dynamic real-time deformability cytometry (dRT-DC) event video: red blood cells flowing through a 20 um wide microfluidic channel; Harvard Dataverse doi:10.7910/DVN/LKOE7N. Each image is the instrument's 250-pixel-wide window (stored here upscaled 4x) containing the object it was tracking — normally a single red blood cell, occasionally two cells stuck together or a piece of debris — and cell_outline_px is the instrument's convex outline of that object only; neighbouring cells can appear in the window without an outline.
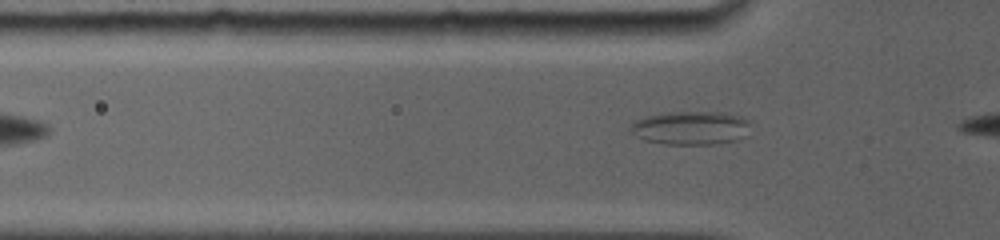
{"species": "common noctule bat (a hibernating species)", "species_latin": "Nyctalus noctula", "temperature_condition": "room temperature", "stored_images_in_passage": 56, "camera_frame_rate_fps": 5000, "um_per_image_px": 0.085, "animal": {"sex": "female", "body_mass_g": 19.0, "forearm_length_mm": 56.7}, "frame": {"image": 1, "passage_image": 3, "time_ms": 0.6, "image_size_px": [1000, 240], "cell_outline_px": [[748, 124], [744, 136], [736, 140], [716, 144], [664, 144], [644, 140], [636, 136], [628, 128], [636, 120], [648, 116], [664, 112], [728, 112], [744, 116], [748, 120]], "centroid_in_image_um": [58.71, 10.86], "position_along_channel_um": 67.1, "area_um2": 23.52}}
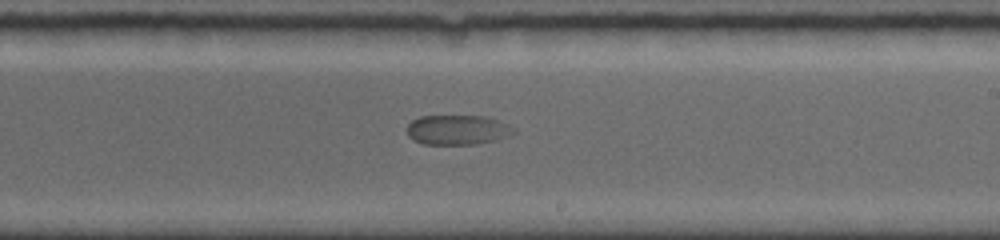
{"frame": {"image": 2, "passage_image": 33, "time_ms": 5.4, "image_size_px": [1000, 240], "cell_outline_px": [[516, 132], [508, 136], [496, 140], [476, 144], [424, 144], [412, 140], [408, 136], [404, 128], [412, 120], [420, 116], [484, 116], [508, 124], [516, 128]], "centroid_in_image_um": [38.85, 11.04], "position_along_channel_um": 250.1, "area_um2": 18.73}}
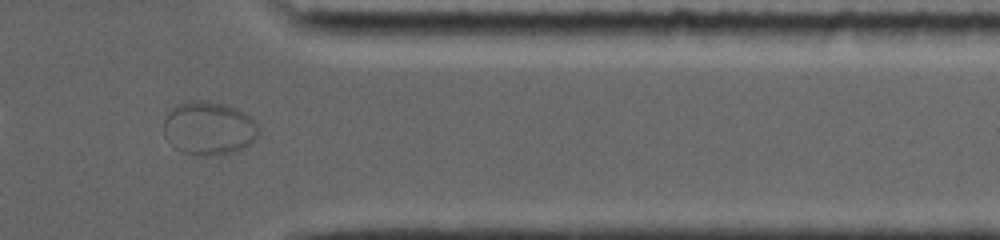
{"frame": {"image": 3, "passage_image": 51, "time_ms": 9.2, "image_size_px": [1000, 240], "cell_outline_px": [[260, 136], [244, 148], [236, 152], [220, 156], [208, 156], [184, 152], [176, 148], [164, 136], [164, 120], [172, 108], [176, 104], [192, 100], [208, 100], [224, 104], [236, 108], [244, 112], [256, 124], [260, 132]], "centroid_in_image_um": [17.77, 10.91], "position_along_channel_um": 393.6, "area_um2": 29.82}}